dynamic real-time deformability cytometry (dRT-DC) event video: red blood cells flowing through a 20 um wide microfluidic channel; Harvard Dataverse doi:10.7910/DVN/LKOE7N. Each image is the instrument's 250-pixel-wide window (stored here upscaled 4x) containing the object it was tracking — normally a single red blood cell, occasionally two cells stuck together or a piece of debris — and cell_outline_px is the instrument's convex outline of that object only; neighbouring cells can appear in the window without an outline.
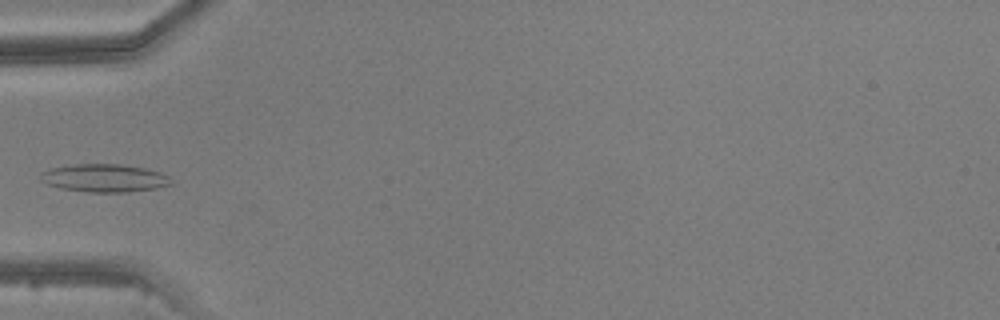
{"species": "common noctule bat (a hibernating species)", "species_latin": "Nyctalus noctula", "temperature_condition": "warm", "stored_images_in_passage": 4, "camera_frame_rate_fps": 3000, "um_per_image_px": 0.085, "animal": {"sex": "male", "body_mass_g": 20.5, "forearm_length_mm": 52.5}, "frame": {"image": 1, "passage_image": 3, "time_ms": 2.333, "image_size_px": [1000, 320], "cell_outline_px": [[172, 184], [156, 188], [128, 192], [88, 192], [60, 188], [48, 184], [40, 180], [40, 176], [48, 168], [76, 164], [120, 164], [144, 168], [160, 172], [172, 176]], "centroid_in_image_um": [8.91, 15.13], "position_along_channel_um": 76.1, "area_um2": 21.33}}